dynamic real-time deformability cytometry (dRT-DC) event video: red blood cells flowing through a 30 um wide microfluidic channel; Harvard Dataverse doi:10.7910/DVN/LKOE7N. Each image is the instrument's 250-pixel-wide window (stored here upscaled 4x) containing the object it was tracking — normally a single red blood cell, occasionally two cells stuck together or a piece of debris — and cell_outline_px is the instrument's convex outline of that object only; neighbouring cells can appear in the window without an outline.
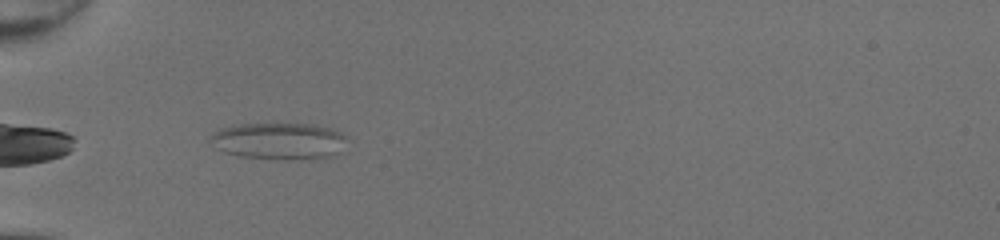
{"species": "common noctule bat (a hibernating species)", "species_latin": "Nyctalus noctula", "temperature_condition": "room temperature", "stored_images_in_passage": 34, "camera_frame_rate_fps": 3000, "um_per_image_px": 0.085, "animal": {"sex": "female", "body_mass_g": 20.0, "forearm_length_mm": 54.0}, "frame": {"image": 1, "passage_image": 2, "time_ms": 0.333, "image_size_px": [1000, 240], "cell_outline_px": [[352, 140], [348, 152], [332, 156], [300, 160], [284, 160], [240, 156], [224, 152], [216, 148], [208, 140], [208, 136], [212, 132], [220, 128], [232, 124], [312, 124], [332, 128], [348, 136]], "centroid_in_image_um": [23.83, 12.0], "position_along_channel_um": 61.2, "area_um2": 30.63}}
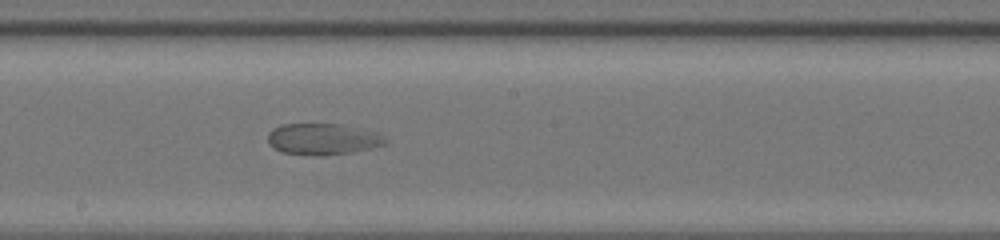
{"frame": {"image": 2, "passage_image": 14, "time_ms": 4.333, "image_size_px": [1000, 240], "cell_outline_px": [[388, 140], [384, 144], [372, 148], [352, 152], [324, 156], [312, 156], [280, 152], [268, 144], [268, 132], [272, 128], [280, 124], [344, 124], [380, 132]], "centroid_in_image_um": [27.45, 11.82], "position_along_channel_um": 220.8, "area_um2": 22.02}}
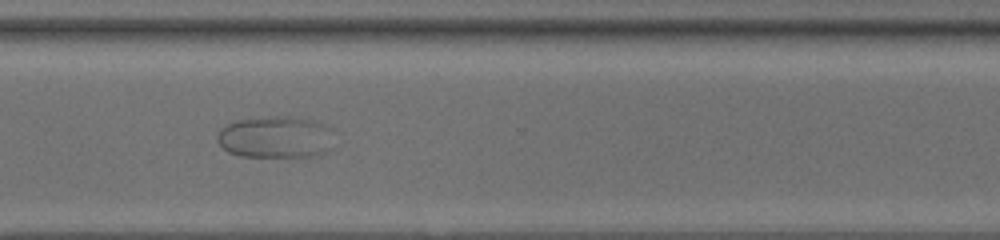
{"frame": {"image": 3, "passage_image": 23, "time_ms": 7.333, "image_size_px": [1000, 240], "cell_outline_px": [[332, 148], [328, 152], [320, 156], [240, 156], [228, 152], [216, 140], [216, 136], [220, 128], [236, 120], [272, 116], [296, 116], [312, 120], [332, 128]], "centroid_in_image_um": [23.45, 11.65], "position_along_channel_um": 347.1, "area_um2": 28.9}}